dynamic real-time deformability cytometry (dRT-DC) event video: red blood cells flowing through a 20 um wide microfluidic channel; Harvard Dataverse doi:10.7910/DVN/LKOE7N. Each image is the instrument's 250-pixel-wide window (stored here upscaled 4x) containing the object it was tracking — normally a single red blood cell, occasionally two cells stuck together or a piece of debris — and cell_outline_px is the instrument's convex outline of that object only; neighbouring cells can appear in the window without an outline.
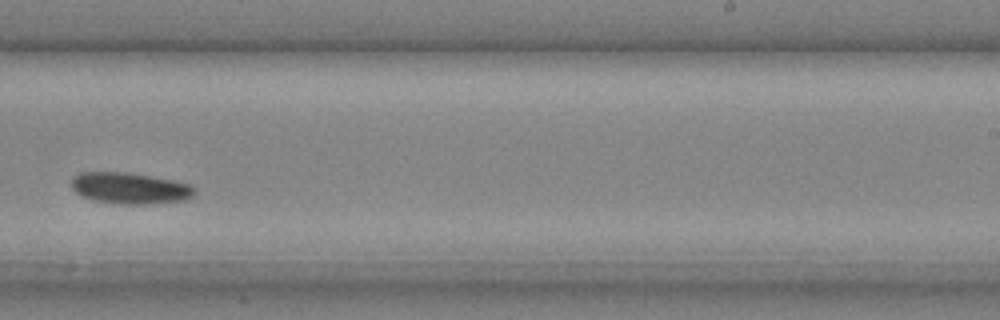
{"species": "common noctule bat (a hibernating species)", "species_latin": "Nyctalus noctula", "temperature_condition": "cold", "stored_images_in_passage": 26, "camera_frame_rate_fps": 3000, "um_per_image_px": 0.085, "animal": {"sex": "male", "body_mass_g": 20.4}, "frame": {"image": 1, "passage_image": 15, "time_ms": 4.667, "image_size_px": [1000, 320], "cell_outline_px": [[196, 192], [192, 196], [184, 200], [152, 204], [120, 204], [92, 200], [76, 192], [72, 188], [72, 180], [80, 172], [124, 172], [172, 180], [192, 184], [196, 188]], "centroid_in_image_um": [11.08, 16.0], "position_along_channel_um": 277.9, "area_um2": 22.37}}